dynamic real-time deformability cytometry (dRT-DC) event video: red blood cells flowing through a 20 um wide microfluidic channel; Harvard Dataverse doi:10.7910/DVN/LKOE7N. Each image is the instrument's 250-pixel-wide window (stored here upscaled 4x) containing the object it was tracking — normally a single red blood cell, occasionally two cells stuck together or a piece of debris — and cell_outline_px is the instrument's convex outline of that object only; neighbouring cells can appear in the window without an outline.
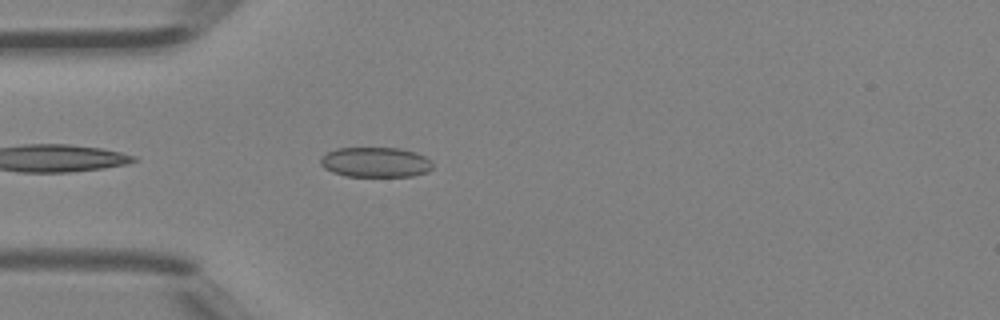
{"species": "Egyptian fruit bat (a non-hibernating species)", "species_latin": "Rousettus aegyptiacus", "temperature_condition": "room temperature", "stored_images_in_passage": 4, "camera_frame_rate_fps": 3000, "um_per_image_px": 0.085, "animal": {"sex": "female"}, "frame": {"image": 1, "passage_image": 4, "time_ms": 1.0, "image_size_px": [1000, 320], "cell_outline_px": [[432, 168], [428, 172], [412, 176], [344, 176], [332, 172], [324, 168], [320, 164], [320, 156], [336, 148], [400, 148], [416, 152], [432, 160]], "centroid_in_image_um": [31.91, 13.79], "position_along_channel_um": 53.1, "area_um2": 19.83}}